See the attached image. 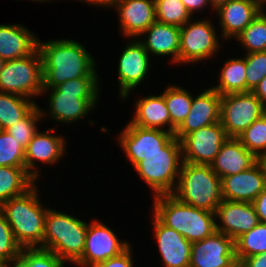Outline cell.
<instances>
[{
    "label": "cell",
    "instance_id": "29",
    "mask_svg": "<svg viewBox=\"0 0 266 267\" xmlns=\"http://www.w3.org/2000/svg\"><path fill=\"white\" fill-rule=\"evenodd\" d=\"M171 117V133L185 120L190 112L193 95L179 85H169L162 93Z\"/></svg>",
    "mask_w": 266,
    "mask_h": 267
},
{
    "label": "cell",
    "instance_id": "2",
    "mask_svg": "<svg viewBox=\"0 0 266 267\" xmlns=\"http://www.w3.org/2000/svg\"><path fill=\"white\" fill-rule=\"evenodd\" d=\"M99 77H79L70 79L56 88H43L42 95L50 92L47 103L49 110L41 109V116L49 115L61 124L77 123L87 117L100 99ZM100 90V91H99ZM48 113V114H46Z\"/></svg>",
    "mask_w": 266,
    "mask_h": 267
},
{
    "label": "cell",
    "instance_id": "54",
    "mask_svg": "<svg viewBox=\"0 0 266 267\" xmlns=\"http://www.w3.org/2000/svg\"><path fill=\"white\" fill-rule=\"evenodd\" d=\"M264 114L266 115V105L264 106Z\"/></svg>",
    "mask_w": 266,
    "mask_h": 267
},
{
    "label": "cell",
    "instance_id": "35",
    "mask_svg": "<svg viewBox=\"0 0 266 267\" xmlns=\"http://www.w3.org/2000/svg\"><path fill=\"white\" fill-rule=\"evenodd\" d=\"M242 145L258 159L266 155V115L255 120L238 137Z\"/></svg>",
    "mask_w": 266,
    "mask_h": 267
},
{
    "label": "cell",
    "instance_id": "7",
    "mask_svg": "<svg viewBox=\"0 0 266 267\" xmlns=\"http://www.w3.org/2000/svg\"><path fill=\"white\" fill-rule=\"evenodd\" d=\"M183 163L182 146L175 136L161 152L145 156L133 168L140 178L153 190V196L173 194Z\"/></svg>",
    "mask_w": 266,
    "mask_h": 267
},
{
    "label": "cell",
    "instance_id": "19",
    "mask_svg": "<svg viewBox=\"0 0 266 267\" xmlns=\"http://www.w3.org/2000/svg\"><path fill=\"white\" fill-rule=\"evenodd\" d=\"M221 95L212 88H206L194 96L190 112L176 129L174 136L181 140L192 131L220 122Z\"/></svg>",
    "mask_w": 266,
    "mask_h": 267
},
{
    "label": "cell",
    "instance_id": "10",
    "mask_svg": "<svg viewBox=\"0 0 266 267\" xmlns=\"http://www.w3.org/2000/svg\"><path fill=\"white\" fill-rule=\"evenodd\" d=\"M263 114V104L251 91L221 96L220 122L228 137L238 138Z\"/></svg>",
    "mask_w": 266,
    "mask_h": 267
},
{
    "label": "cell",
    "instance_id": "44",
    "mask_svg": "<svg viewBox=\"0 0 266 267\" xmlns=\"http://www.w3.org/2000/svg\"><path fill=\"white\" fill-rule=\"evenodd\" d=\"M263 104L266 105V76L251 91Z\"/></svg>",
    "mask_w": 266,
    "mask_h": 267
},
{
    "label": "cell",
    "instance_id": "34",
    "mask_svg": "<svg viewBox=\"0 0 266 267\" xmlns=\"http://www.w3.org/2000/svg\"><path fill=\"white\" fill-rule=\"evenodd\" d=\"M42 119L41 108L37 104L24 118L17 120L15 124H12L5 131L26 149L32 137L40 130L37 127Z\"/></svg>",
    "mask_w": 266,
    "mask_h": 267
},
{
    "label": "cell",
    "instance_id": "47",
    "mask_svg": "<svg viewBox=\"0 0 266 267\" xmlns=\"http://www.w3.org/2000/svg\"><path fill=\"white\" fill-rule=\"evenodd\" d=\"M212 11L217 10L221 5L226 4L229 0H208Z\"/></svg>",
    "mask_w": 266,
    "mask_h": 267
},
{
    "label": "cell",
    "instance_id": "25",
    "mask_svg": "<svg viewBox=\"0 0 266 267\" xmlns=\"http://www.w3.org/2000/svg\"><path fill=\"white\" fill-rule=\"evenodd\" d=\"M38 44V37L26 26L0 24V57L4 61L19 59L31 54Z\"/></svg>",
    "mask_w": 266,
    "mask_h": 267
},
{
    "label": "cell",
    "instance_id": "8",
    "mask_svg": "<svg viewBox=\"0 0 266 267\" xmlns=\"http://www.w3.org/2000/svg\"><path fill=\"white\" fill-rule=\"evenodd\" d=\"M42 57L38 48L26 57L5 61L0 71V92L35 99L42 96Z\"/></svg>",
    "mask_w": 266,
    "mask_h": 267
},
{
    "label": "cell",
    "instance_id": "38",
    "mask_svg": "<svg viewBox=\"0 0 266 267\" xmlns=\"http://www.w3.org/2000/svg\"><path fill=\"white\" fill-rule=\"evenodd\" d=\"M244 59L246 64V92H249L266 76V51L247 53Z\"/></svg>",
    "mask_w": 266,
    "mask_h": 267
},
{
    "label": "cell",
    "instance_id": "24",
    "mask_svg": "<svg viewBox=\"0 0 266 267\" xmlns=\"http://www.w3.org/2000/svg\"><path fill=\"white\" fill-rule=\"evenodd\" d=\"M258 160L252 152L242 145L238 138L229 137L221 146L210 166L220 178H223L249 169Z\"/></svg>",
    "mask_w": 266,
    "mask_h": 267
},
{
    "label": "cell",
    "instance_id": "48",
    "mask_svg": "<svg viewBox=\"0 0 266 267\" xmlns=\"http://www.w3.org/2000/svg\"><path fill=\"white\" fill-rule=\"evenodd\" d=\"M260 163L262 164L264 171H265V175H266V155L259 158Z\"/></svg>",
    "mask_w": 266,
    "mask_h": 267
},
{
    "label": "cell",
    "instance_id": "17",
    "mask_svg": "<svg viewBox=\"0 0 266 267\" xmlns=\"http://www.w3.org/2000/svg\"><path fill=\"white\" fill-rule=\"evenodd\" d=\"M107 7L117 9L120 30L123 36L131 40L133 37H141V34L156 22L154 0H109Z\"/></svg>",
    "mask_w": 266,
    "mask_h": 267
},
{
    "label": "cell",
    "instance_id": "6",
    "mask_svg": "<svg viewBox=\"0 0 266 267\" xmlns=\"http://www.w3.org/2000/svg\"><path fill=\"white\" fill-rule=\"evenodd\" d=\"M88 223L78 217L49 208L45 217L43 249L54 252L66 264L82 256Z\"/></svg>",
    "mask_w": 266,
    "mask_h": 267
},
{
    "label": "cell",
    "instance_id": "28",
    "mask_svg": "<svg viewBox=\"0 0 266 267\" xmlns=\"http://www.w3.org/2000/svg\"><path fill=\"white\" fill-rule=\"evenodd\" d=\"M35 182L26 168L0 167V205L13 197L24 194Z\"/></svg>",
    "mask_w": 266,
    "mask_h": 267
},
{
    "label": "cell",
    "instance_id": "39",
    "mask_svg": "<svg viewBox=\"0 0 266 267\" xmlns=\"http://www.w3.org/2000/svg\"><path fill=\"white\" fill-rule=\"evenodd\" d=\"M21 247L16 243L12 229L0 211V260L5 263L19 257Z\"/></svg>",
    "mask_w": 266,
    "mask_h": 267
},
{
    "label": "cell",
    "instance_id": "15",
    "mask_svg": "<svg viewBox=\"0 0 266 267\" xmlns=\"http://www.w3.org/2000/svg\"><path fill=\"white\" fill-rule=\"evenodd\" d=\"M235 241L216 231L192 243L189 267H235Z\"/></svg>",
    "mask_w": 266,
    "mask_h": 267
},
{
    "label": "cell",
    "instance_id": "18",
    "mask_svg": "<svg viewBox=\"0 0 266 267\" xmlns=\"http://www.w3.org/2000/svg\"><path fill=\"white\" fill-rule=\"evenodd\" d=\"M266 187L264 168L258 160L238 174L221 178L223 200L252 203Z\"/></svg>",
    "mask_w": 266,
    "mask_h": 267
},
{
    "label": "cell",
    "instance_id": "9",
    "mask_svg": "<svg viewBox=\"0 0 266 267\" xmlns=\"http://www.w3.org/2000/svg\"><path fill=\"white\" fill-rule=\"evenodd\" d=\"M213 26L204 18L194 22L191 19L180 27L179 64L205 62L216 55L221 45Z\"/></svg>",
    "mask_w": 266,
    "mask_h": 267
},
{
    "label": "cell",
    "instance_id": "43",
    "mask_svg": "<svg viewBox=\"0 0 266 267\" xmlns=\"http://www.w3.org/2000/svg\"><path fill=\"white\" fill-rule=\"evenodd\" d=\"M191 16L210 6L208 0H181ZM196 11V12H195Z\"/></svg>",
    "mask_w": 266,
    "mask_h": 267
},
{
    "label": "cell",
    "instance_id": "16",
    "mask_svg": "<svg viewBox=\"0 0 266 267\" xmlns=\"http://www.w3.org/2000/svg\"><path fill=\"white\" fill-rule=\"evenodd\" d=\"M55 128L37 132L25 149V168L28 174L37 181L40 176L36 161L43 164L59 163L66 150L67 141L63 136L52 134Z\"/></svg>",
    "mask_w": 266,
    "mask_h": 267
},
{
    "label": "cell",
    "instance_id": "23",
    "mask_svg": "<svg viewBox=\"0 0 266 267\" xmlns=\"http://www.w3.org/2000/svg\"><path fill=\"white\" fill-rule=\"evenodd\" d=\"M145 35V36H144ZM147 35V36H146ZM138 38L149 55L171 56V63L179 65L180 27L176 25L152 23Z\"/></svg>",
    "mask_w": 266,
    "mask_h": 267
},
{
    "label": "cell",
    "instance_id": "13",
    "mask_svg": "<svg viewBox=\"0 0 266 267\" xmlns=\"http://www.w3.org/2000/svg\"><path fill=\"white\" fill-rule=\"evenodd\" d=\"M228 138L221 122L190 132L180 140L183 162L210 165Z\"/></svg>",
    "mask_w": 266,
    "mask_h": 267
},
{
    "label": "cell",
    "instance_id": "42",
    "mask_svg": "<svg viewBox=\"0 0 266 267\" xmlns=\"http://www.w3.org/2000/svg\"><path fill=\"white\" fill-rule=\"evenodd\" d=\"M240 264L243 267H266V252L244 258Z\"/></svg>",
    "mask_w": 266,
    "mask_h": 267
},
{
    "label": "cell",
    "instance_id": "37",
    "mask_svg": "<svg viewBox=\"0 0 266 267\" xmlns=\"http://www.w3.org/2000/svg\"><path fill=\"white\" fill-rule=\"evenodd\" d=\"M19 258L27 267H65L66 264L54 252L40 247L21 248Z\"/></svg>",
    "mask_w": 266,
    "mask_h": 267
},
{
    "label": "cell",
    "instance_id": "20",
    "mask_svg": "<svg viewBox=\"0 0 266 267\" xmlns=\"http://www.w3.org/2000/svg\"><path fill=\"white\" fill-rule=\"evenodd\" d=\"M215 215L216 231L234 241L260 223L253 204L248 202L222 200Z\"/></svg>",
    "mask_w": 266,
    "mask_h": 267
},
{
    "label": "cell",
    "instance_id": "36",
    "mask_svg": "<svg viewBox=\"0 0 266 267\" xmlns=\"http://www.w3.org/2000/svg\"><path fill=\"white\" fill-rule=\"evenodd\" d=\"M25 168V149L5 130L0 131V167Z\"/></svg>",
    "mask_w": 266,
    "mask_h": 267
},
{
    "label": "cell",
    "instance_id": "5",
    "mask_svg": "<svg viewBox=\"0 0 266 267\" xmlns=\"http://www.w3.org/2000/svg\"><path fill=\"white\" fill-rule=\"evenodd\" d=\"M180 202L215 213L221 204V178L210 165L183 162L172 194Z\"/></svg>",
    "mask_w": 266,
    "mask_h": 267
},
{
    "label": "cell",
    "instance_id": "40",
    "mask_svg": "<svg viewBox=\"0 0 266 267\" xmlns=\"http://www.w3.org/2000/svg\"><path fill=\"white\" fill-rule=\"evenodd\" d=\"M132 246L130 245L125 251L106 261L100 262L93 267H134L132 257Z\"/></svg>",
    "mask_w": 266,
    "mask_h": 267
},
{
    "label": "cell",
    "instance_id": "32",
    "mask_svg": "<svg viewBox=\"0 0 266 267\" xmlns=\"http://www.w3.org/2000/svg\"><path fill=\"white\" fill-rule=\"evenodd\" d=\"M266 252V223H259L235 240L237 263L244 258Z\"/></svg>",
    "mask_w": 266,
    "mask_h": 267
},
{
    "label": "cell",
    "instance_id": "27",
    "mask_svg": "<svg viewBox=\"0 0 266 267\" xmlns=\"http://www.w3.org/2000/svg\"><path fill=\"white\" fill-rule=\"evenodd\" d=\"M246 64L243 57L225 61L217 85L211 86L221 96L229 93L246 92Z\"/></svg>",
    "mask_w": 266,
    "mask_h": 267
},
{
    "label": "cell",
    "instance_id": "41",
    "mask_svg": "<svg viewBox=\"0 0 266 267\" xmlns=\"http://www.w3.org/2000/svg\"><path fill=\"white\" fill-rule=\"evenodd\" d=\"M261 223H266V187L252 202Z\"/></svg>",
    "mask_w": 266,
    "mask_h": 267
},
{
    "label": "cell",
    "instance_id": "31",
    "mask_svg": "<svg viewBox=\"0 0 266 267\" xmlns=\"http://www.w3.org/2000/svg\"><path fill=\"white\" fill-rule=\"evenodd\" d=\"M245 53L266 51V12L263 9L235 38Z\"/></svg>",
    "mask_w": 266,
    "mask_h": 267
},
{
    "label": "cell",
    "instance_id": "1",
    "mask_svg": "<svg viewBox=\"0 0 266 267\" xmlns=\"http://www.w3.org/2000/svg\"><path fill=\"white\" fill-rule=\"evenodd\" d=\"M43 88H56L70 79L98 77L95 59L84 45L71 39L41 42Z\"/></svg>",
    "mask_w": 266,
    "mask_h": 267
},
{
    "label": "cell",
    "instance_id": "46",
    "mask_svg": "<svg viewBox=\"0 0 266 267\" xmlns=\"http://www.w3.org/2000/svg\"><path fill=\"white\" fill-rule=\"evenodd\" d=\"M5 267H27V265L18 257L7 262Z\"/></svg>",
    "mask_w": 266,
    "mask_h": 267
},
{
    "label": "cell",
    "instance_id": "52",
    "mask_svg": "<svg viewBox=\"0 0 266 267\" xmlns=\"http://www.w3.org/2000/svg\"><path fill=\"white\" fill-rule=\"evenodd\" d=\"M32 1V0H31ZM33 1H37V2H47V1H52V0H33Z\"/></svg>",
    "mask_w": 266,
    "mask_h": 267
},
{
    "label": "cell",
    "instance_id": "53",
    "mask_svg": "<svg viewBox=\"0 0 266 267\" xmlns=\"http://www.w3.org/2000/svg\"><path fill=\"white\" fill-rule=\"evenodd\" d=\"M235 267H243L240 263H238Z\"/></svg>",
    "mask_w": 266,
    "mask_h": 267
},
{
    "label": "cell",
    "instance_id": "33",
    "mask_svg": "<svg viewBox=\"0 0 266 267\" xmlns=\"http://www.w3.org/2000/svg\"><path fill=\"white\" fill-rule=\"evenodd\" d=\"M154 2L157 22L182 27L192 19L181 0H154Z\"/></svg>",
    "mask_w": 266,
    "mask_h": 267
},
{
    "label": "cell",
    "instance_id": "14",
    "mask_svg": "<svg viewBox=\"0 0 266 267\" xmlns=\"http://www.w3.org/2000/svg\"><path fill=\"white\" fill-rule=\"evenodd\" d=\"M133 39L126 44L117 63L119 94L123 101L129 99L128 96L134 88L136 89L144 82L151 69L150 57L152 56L145 50L138 38Z\"/></svg>",
    "mask_w": 266,
    "mask_h": 267
},
{
    "label": "cell",
    "instance_id": "11",
    "mask_svg": "<svg viewBox=\"0 0 266 267\" xmlns=\"http://www.w3.org/2000/svg\"><path fill=\"white\" fill-rule=\"evenodd\" d=\"M131 243L121 241L114 230L95 219L88 223L85 247L81 258L74 264L77 267H93L125 251Z\"/></svg>",
    "mask_w": 266,
    "mask_h": 267
},
{
    "label": "cell",
    "instance_id": "45",
    "mask_svg": "<svg viewBox=\"0 0 266 267\" xmlns=\"http://www.w3.org/2000/svg\"><path fill=\"white\" fill-rule=\"evenodd\" d=\"M78 1H81V2H84V3H87V4H90V6H97L98 7H107L108 4H109V0H78Z\"/></svg>",
    "mask_w": 266,
    "mask_h": 267
},
{
    "label": "cell",
    "instance_id": "51",
    "mask_svg": "<svg viewBox=\"0 0 266 267\" xmlns=\"http://www.w3.org/2000/svg\"><path fill=\"white\" fill-rule=\"evenodd\" d=\"M262 4V6L265 8L264 4L266 5V0H259Z\"/></svg>",
    "mask_w": 266,
    "mask_h": 267
},
{
    "label": "cell",
    "instance_id": "21",
    "mask_svg": "<svg viewBox=\"0 0 266 267\" xmlns=\"http://www.w3.org/2000/svg\"><path fill=\"white\" fill-rule=\"evenodd\" d=\"M153 237L164 267H189L192 243L152 214Z\"/></svg>",
    "mask_w": 266,
    "mask_h": 267
},
{
    "label": "cell",
    "instance_id": "50",
    "mask_svg": "<svg viewBox=\"0 0 266 267\" xmlns=\"http://www.w3.org/2000/svg\"><path fill=\"white\" fill-rule=\"evenodd\" d=\"M6 266V263L2 260H0V267H5Z\"/></svg>",
    "mask_w": 266,
    "mask_h": 267
},
{
    "label": "cell",
    "instance_id": "30",
    "mask_svg": "<svg viewBox=\"0 0 266 267\" xmlns=\"http://www.w3.org/2000/svg\"><path fill=\"white\" fill-rule=\"evenodd\" d=\"M31 100L16 94L0 92V128L5 130L24 118L35 106Z\"/></svg>",
    "mask_w": 266,
    "mask_h": 267
},
{
    "label": "cell",
    "instance_id": "4",
    "mask_svg": "<svg viewBox=\"0 0 266 267\" xmlns=\"http://www.w3.org/2000/svg\"><path fill=\"white\" fill-rule=\"evenodd\" d=\"M153 214L191 243L216 232V215L180 202L172 194L153 197Z\"/></svg>",
    "mask_w": 266,
    "mask_h": 267
},
{
    "label": "cell",
    "instance_id": "26",
    "mask_svg": "<svg viewBox=\"0 0 266 267\" xmlns=\"http://www.w3.org/2000/svg\"><path fill=\"white\" fill-rule=\"evenodd\" d=\"M135 103V112L130 120L133 125L171 133V117L162 94L139 98Z\"/></svg>",
    "mask_w": 266,
    "mask_h": 267
},
{
    "label": "cell",
    "instance_id": "12",
    "mask_svg": "<svg viewBox=\"0 0 266 267\" xmlns=\"http://www.w3.org/2000/svg\"><path fill=\"white\" fill-rule=\"evenodd\" d=\"M173 137L174 134L166 130L144 128L129 121L117 139L126 158L134 167L145 156L161 152Z\"/></svg>",
    "mask_w": 266,
    "mask_h": 267
},
{
    "label": "cell",
    "instance_id": "3",
    "mask_svg": "<svg viewBox=\"0 0 266 267\" xmlns=\"http://www.w3.org/2000/svg\"><path fill=\"white\" fill-rule=\"evenodd\" d=\"M36 183L24 194L0 205L16 243L21 248H43L45 217L49 206L40 201Z\"/></svg>",
    "mask_w": 266,
    "mask_h": 267
},
{
    "label": "cell",
    "instance_id": "49",
    "mask_svg": "<svg viewBox=\"0 0 266 267\" xmlns=\"http://www.w3.org/2000/svg\"><path fill=\"white\" fill-rule=\"evenodd\" d=\"M4 62L5 61L0 57V71L2 70Z\"/></svg>",
    "mask_w": 266,
    "mask_h": 267
},
{
    "label": "cell",
    "instance_id": "22",
    "mask_svg": "<svg viewBox=\"0 0 266 267\" xmlns=\"http://www.w3.org/2000/svg\"><path fill=\"white\" fill-rule=\"evenodd\" d=\"M263 9L259 0H229L221 5L215 10V14L219 16L221 38H236Z\"/></svg>",
    "mask_w": 266,
    "mask_h": 267
}]
</instances>
